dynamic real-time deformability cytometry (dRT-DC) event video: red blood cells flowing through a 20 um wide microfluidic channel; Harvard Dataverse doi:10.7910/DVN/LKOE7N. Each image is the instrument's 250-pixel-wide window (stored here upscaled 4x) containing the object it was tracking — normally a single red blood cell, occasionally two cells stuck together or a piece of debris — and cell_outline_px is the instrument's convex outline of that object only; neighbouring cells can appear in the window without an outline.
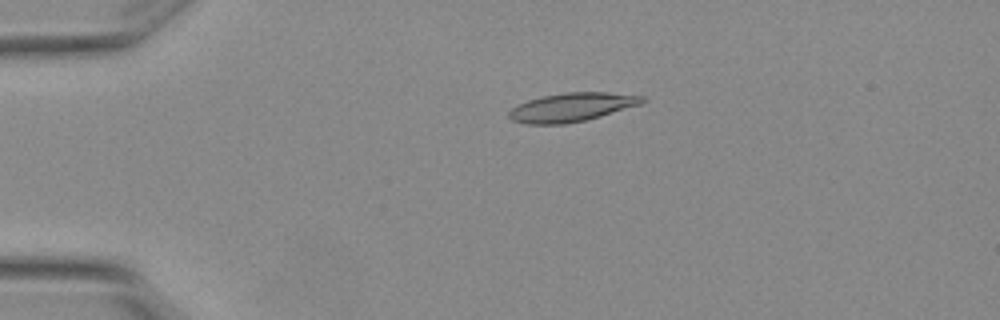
{"species": "Egyptian fruit bat (a non-hibernating species)", "species_latin": "Rousettus aegyptiacus", "temperature_condition": "warm", "stored_images_in_passage": 2, "camera_frame_rate_fps": 3000, "um_per_image_px": 0.085, "animal": {"sex": "female"}, "frame": {"image": 1, "passage_image": 2, "time_ms": 0.333, "image_size_px": [1000, 320], "cell_outline_px": [[648, 100], [640, 104], [600, 116], [584, 120], [564, 124], [524, 124], [512, 120], [508, 116], [508, 112], [516, 104], [540, 96], [564, 92], [608, 92], [644, 96]], "centroid_in_image_um": [48.56, 9.1], "position_along_channel_um": 36.4, "area_um2": 22.37}}